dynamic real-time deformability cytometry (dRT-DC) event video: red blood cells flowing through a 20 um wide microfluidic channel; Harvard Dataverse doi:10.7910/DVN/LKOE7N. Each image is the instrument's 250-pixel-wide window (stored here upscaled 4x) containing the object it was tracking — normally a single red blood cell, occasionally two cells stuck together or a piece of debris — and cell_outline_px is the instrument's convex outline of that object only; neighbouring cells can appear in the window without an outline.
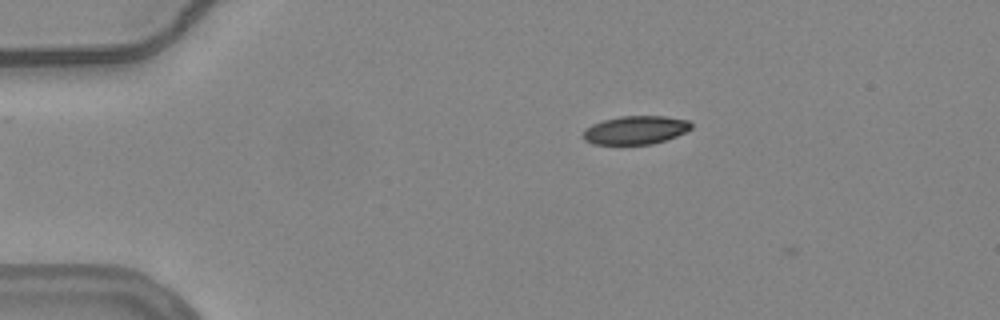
{"species": "common noctule bat (a hibernating species)", "species_latin": "Nyctalus noctula", "temperature_condition": "warm", "stored_images_in_passage": 3, "camera_frame_rate_fps": 3000, "um_per_image_px": 0.085, "animal": {"sex": "female", "body_mass_g": 24.6, "forearm_length_mm": 56.2}, "frame": {"image": 1, "passage_image": 2, "time_ms": 0.333, "image_size_px": [1000, 320], "cell_outline_px": [[692, 128], [676, 136], [652, 144], [592, 144], [584, 140], [580, 136], [584, 128], [592, 124], [604, 120], [620, 116], [664, 116], [688, 120], [692, 124]], "centroid_in_image_um": [53.96, 11.05], "position_along_channel_um": 31.0, "area_um2": 17.98}}